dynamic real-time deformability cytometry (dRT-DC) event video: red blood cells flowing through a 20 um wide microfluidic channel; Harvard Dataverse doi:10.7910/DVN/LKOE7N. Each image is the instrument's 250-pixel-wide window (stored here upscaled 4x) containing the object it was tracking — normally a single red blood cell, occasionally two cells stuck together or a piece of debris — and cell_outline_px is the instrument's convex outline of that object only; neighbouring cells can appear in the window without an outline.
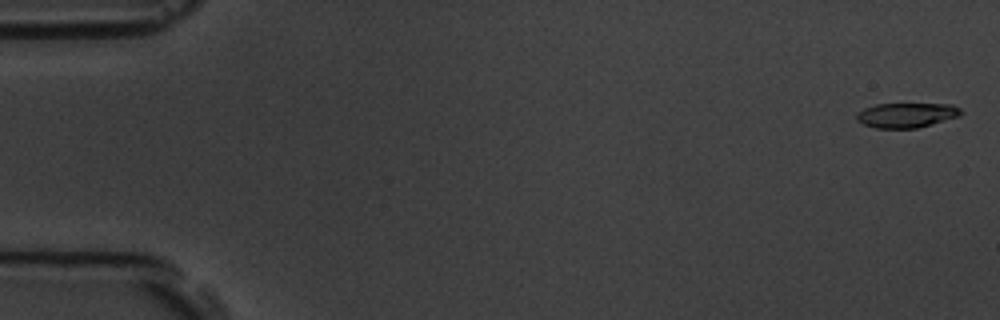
{"species": "common noctule bat (a hibernating species)", "species_latin": "Nyctalus noctula", "temperature_condition": "room temperature", "stored_images_in_passage": 6, "segment_of_instrument_passage": [1, 2], "camera_frame_rate_fps": 3000, "um_per_image_px": 0.085, "animal": {"sex": "male", "body_mass_g": 19.5, "forearm_length_mm": 54.6}, "frame": {"image": 1, "passage_image": 1, "time_ms": 0.0, "image_size_px": [1000, 320], "cell_outline_px": [[964, 112], [960, 116], [916, 128], [876, 128], [864, 124], [856, 120], [856, 112], [864, 108], [876, 104], [952, 104], [960, 108]], "centroid_in_image_um": [77.05, 9.78], "position_along_channel_um": 8.0, "area_um2": 15.09}}
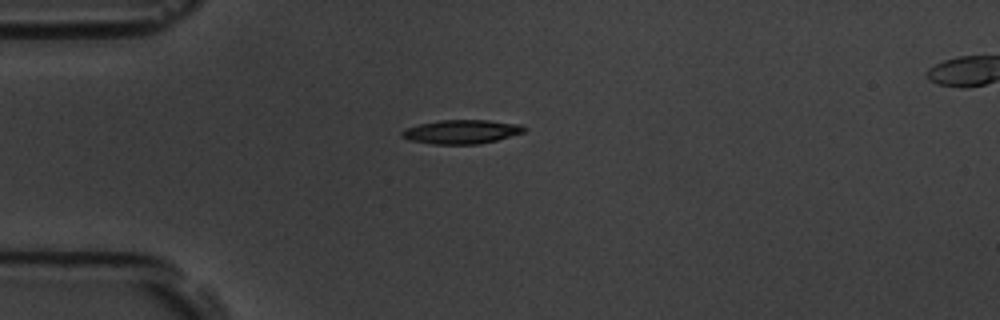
{"frame": {"image": 2, "passage_image": 5, "time_ms": 4.667, "image_size_px": [1000, 320], "cell_outline_px": [[528, 128], [524, 132], [496, 140], [480, 144], [432, 144], [408, 140], [400, 136], [400, 132], [404, 128], [420, 124], [440, 120], [488, 120], [524, 124]], "centroid_in_image_um": [39.23, 11.19], "position_along_channel_um": 45.8, "area_um2": 17.28}}